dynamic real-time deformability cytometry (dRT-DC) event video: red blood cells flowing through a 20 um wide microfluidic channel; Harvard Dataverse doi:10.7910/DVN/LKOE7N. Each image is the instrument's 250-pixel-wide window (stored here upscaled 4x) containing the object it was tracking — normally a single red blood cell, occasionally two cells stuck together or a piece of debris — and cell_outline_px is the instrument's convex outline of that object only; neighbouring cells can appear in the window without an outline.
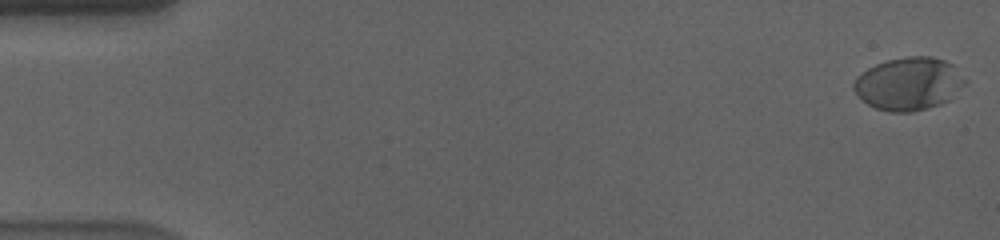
{"species": "human", "species_latin": "Homo sapiens", "temperature_condition": "cold", "stored_images_in_passage": 57, "camera_frame_rate_fps": 3000, "um_per_image_px": 0.085, "donor": {"sex": "male"}, "frame": {"image": 1, "passage_image": 1, "time_ms": 0.0, "image_size_px": [1000, 240], "cell_outline_px": [[952, 64], [948, 100], [940, 104], [912, 112], [888, 112], [876, 108], [868, 104], [852, 88], [852, 84], [856, 76], [868, 68], [876, 64], [888, 60], [908, 56], [932, 56], [944, 60]], "centroid_in_image_um": [76.94, 7.12], "position_along_channel_um": 8.1, "area_um2": 31.85}}
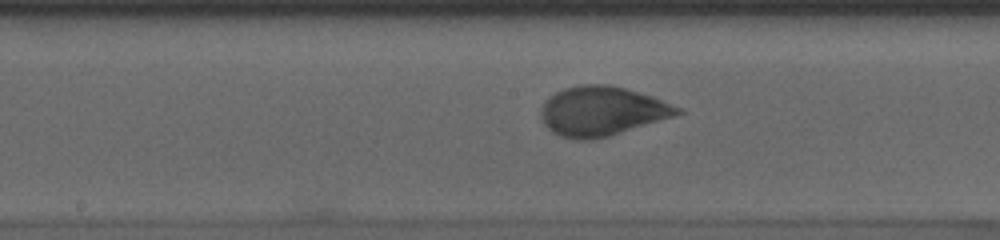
{"frame": {"image": 2, "passage_image": 30, "time_ms": 9.667, "image_size_px": [1000, 240], "cell_outline_px": [[684, 112], [676, 116], [608, 136], [592, 140], [576, 140], [560, 136], [552, 132], [544, 124], [540, 116], [540, 108], [544, 100], [548, 96], [564, 88], [580, 84], [608, 84], [624, 88], [652, 96], [680, 108]], "centroid_in_image_um": [51.12, 9.45], "position_along_channel_um": 197.1, "area_um2": 39.42}}
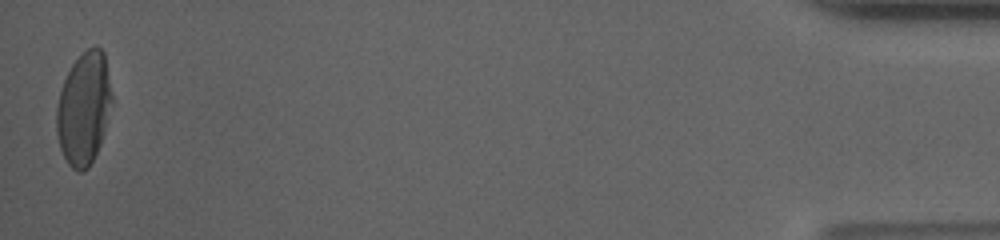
{"frame": {"image": 3, "passage_image": 57, "time_ms": 18.667, "image_size_px": [1000, 240], "cell_outline_px": [[112, 104], [104, 132], [100, 144], [88, 168], [80, 172], [76, 172], [68, 164], [60, 148], [56, 132], [56, 108], [60, 92], [64, 80], [72, 64], [88, 48], [96, 44], [104, 52], [112, 92]], "centroid_in_image_um": [7.13, 9.22], "position_along_channel_um": 428.1, "area_um2": 36.3}, "authors_computed_cell_mechanics": {"area_um2": 37.281, "velocity_mm_per_s": 3.5697, "shape_relaxation_time_tau1_ms": 4.1515, "shape_relaxation_time_tau2_ms": null, "deformation_change_tau1": 0.1734, "deformation_change_tau2": null}}